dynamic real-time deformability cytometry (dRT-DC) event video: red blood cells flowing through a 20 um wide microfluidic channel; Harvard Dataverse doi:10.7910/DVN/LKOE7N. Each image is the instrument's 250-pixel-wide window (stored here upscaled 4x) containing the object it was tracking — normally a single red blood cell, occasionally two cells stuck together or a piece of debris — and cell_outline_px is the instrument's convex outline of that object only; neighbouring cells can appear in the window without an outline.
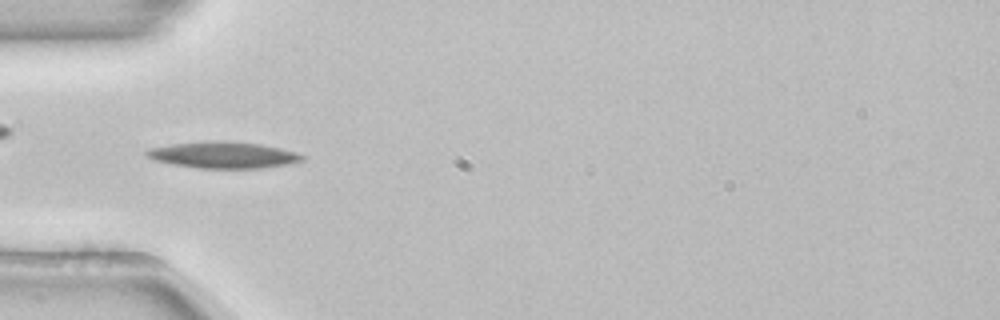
{"species": "common noctule bat (a hibernating species)", "species_latin": "Nyctalus noctula", "temperature_condition": "room temperature", "stored_images_in_passage": 52, "camera_frame_rate_fps": 3000, "um_per_image_px": 0.085, "animal": {"sex": "female", "body_mass_g": 22.7, "forearm_length_mm": 54.2}, "frame": {"image": 1, "passage_image": 16, "time_ms": 5.0, "image_size_px": [1000, 320], "cell_outline_px": [[304, 160], [288, 164], [260, 168], [200, 168], [172, 164], [152, 160], [144, 156], [144, 152], [152, 148], [172, 144], [216, 140], [220, 140], [260, 144], [280, 148], [296, 152], [304, 156]], "centroid_in_image_um": [18.95, 13.17], "position_along_channel_um": 66.0, "area_um2": 23.93}, "authors_computed_cell_mechanics": {"area_um2": 21.4727, "velocity_mm_per_s": 3.8775, "shape_relaxation_time_tau1_ms": 2.5921, "shape_relaxation_time_tau2_ms": null, "deformation_change_tau1": 0.1112, "deformation_change_tau2": null}}